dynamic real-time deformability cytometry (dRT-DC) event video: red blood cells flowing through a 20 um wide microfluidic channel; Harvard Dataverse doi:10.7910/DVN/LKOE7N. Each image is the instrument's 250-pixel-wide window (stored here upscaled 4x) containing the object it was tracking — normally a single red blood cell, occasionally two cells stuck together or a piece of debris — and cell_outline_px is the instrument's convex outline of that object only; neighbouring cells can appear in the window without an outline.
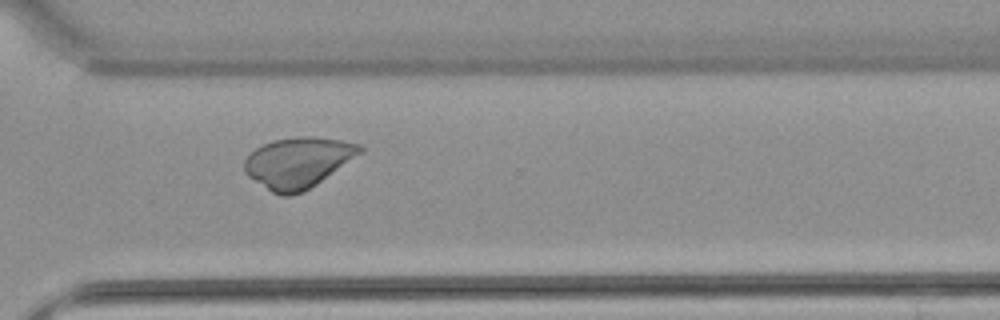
{"species": "common noctule bat (a hibernating species)", "species_latin": "Nyctalus noctula", "temperature_condition": "warm", "stored_images_in_passage": 47, "camera_frame_rate_fps": 3000, "um_per_image_px": 0.085, "animal": {"sex": "female", "body_mass_g": 22.7, "forearm_length_mm": 54.2}, "frame": {"image": 1, "passage_image": 33, "time_ms": 10.667, "image_size_px": [1000, 320], "cell_outline_px": [[364, 152], [304, 192], [288, 196], [280, 196], [272, 192], [248, 176], [244, 172], [244, 160], [256, 148], [272, 140], [296, 136], [312, 136], [340, 140], [360, 144], [364, 148]], "centroid_in_image_um": [25.35, 13.81], "position_along_channel_um": 345.2, "area_um2": 34.16}}
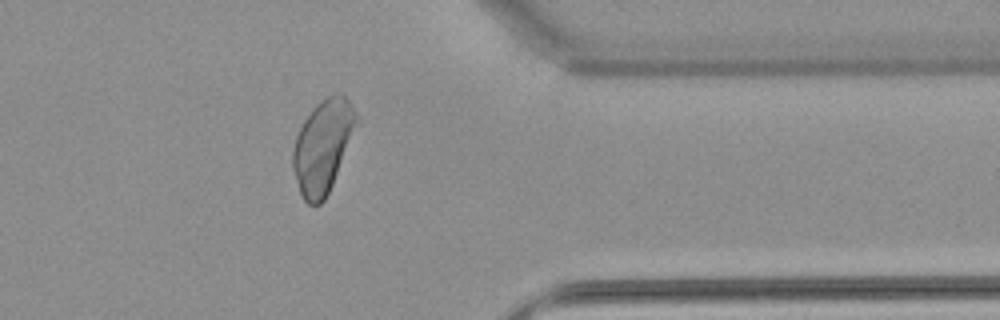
{"frame": {"image": 2, "passage_image": 37, "time_ms": 12.0, "image_size_px": [1000, 320], "cell_outline_px": [[360, 120], [332, 184], [324, 200], [320, 204], [308, 204], [304, 200], [300, 192], [292, 168], [292, 152], [296, 136], [304, 120], [312, 108], [320, 100], [328, 96], [340, 92], [352, 104], [360, 116]], "centroid_in_image_um": [27.46, 12.39], "position_along_channel_um": 383.9, "area_um2": 34.45}}